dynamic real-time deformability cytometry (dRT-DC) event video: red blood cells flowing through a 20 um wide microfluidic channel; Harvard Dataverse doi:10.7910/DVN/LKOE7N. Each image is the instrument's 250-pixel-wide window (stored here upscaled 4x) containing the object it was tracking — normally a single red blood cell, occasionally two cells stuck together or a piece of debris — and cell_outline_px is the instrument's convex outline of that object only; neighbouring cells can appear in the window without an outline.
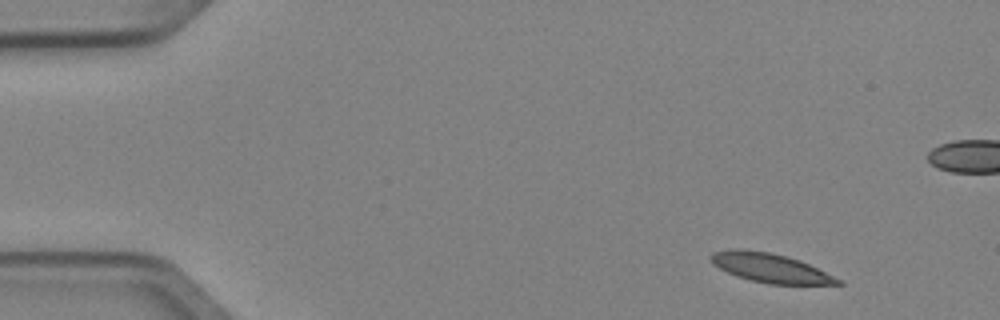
{"species": "Egyptian fruit bat (a non-hibernating species)", "species_latin": "Rousettus aegyptiacus", "temperature_condition": "cold", "stored_images_in_passage": 4, "camera_frame_rate_fps": 3000, "um_per_image_px": 0.085, "animal": {"sex": "female"}, "frame": {"image": 1, "passage_image": 1, "time_ms": 0.0, "image_size_px": [1000, 320], "cell_outline_px": [[844, 284], [768, 284], [736, 276], [712, 264], [708, 256], [712, 252], [732, 248], [740, 248], [768, 252], [800, 260], [844, 280]], "centroid_in_image_um": [65.46, 22.76], "position_along_channel_um": 19.5, "area_um2": 21.62}}